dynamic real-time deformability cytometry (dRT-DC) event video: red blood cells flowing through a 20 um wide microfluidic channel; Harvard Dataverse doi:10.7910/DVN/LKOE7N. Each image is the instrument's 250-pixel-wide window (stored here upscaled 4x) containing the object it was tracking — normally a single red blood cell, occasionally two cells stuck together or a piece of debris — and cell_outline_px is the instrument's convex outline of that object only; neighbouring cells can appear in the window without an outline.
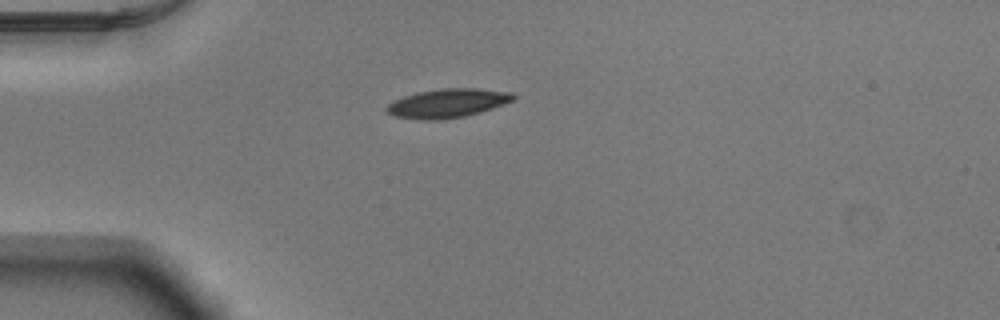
{"species": "Egyptian fruit bat (a non-hibernating species)", "species_latin": "Rousettus aegyptiacus", "temperature_condition": "warm", "stored_images_in_passage": 39, "camera_frame_rate_fps": 3000, "um_per_image_px": 0.085, "animal": {"sex": "male"}, "frame": {"image": 1, "passage_image": 1, "time_ms": 0.0, "image_size_px": [1000, 320], "cell_outline_px": [[516, 100], [480, 112], [464, 116], [436, 120], [420, 120], [396, 116], [388, 112], [384, 108], [388, 104], [404, 96], [416, 92], [440, 88], [476, 88], [512, 92], [516, 96]], "centroid_in_image_um": [38.07, 8.76], "position_along_channel_um": 46.9, "area_um2": 21.33}}
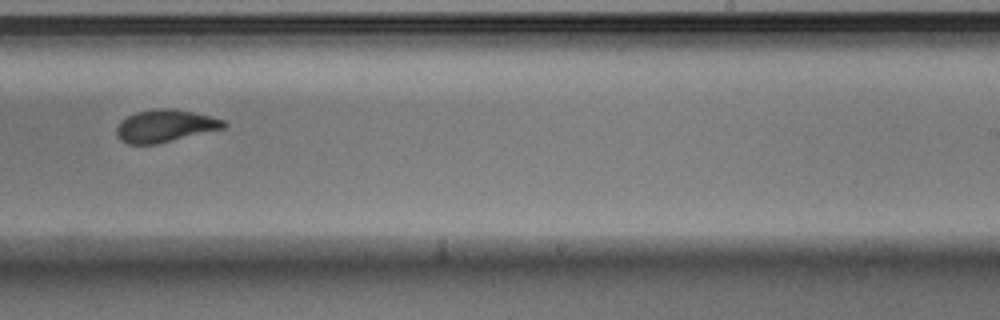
{"frame": {"image": 2, "passage_image": 20, "time_ms": 6.333, "image_size_px": [1000, 320], "cell_outline_px": [[228, 124], [224, 128], [156, 144], [128, 144], [120, 140], [116, 136], [116, 128], [120, 120], [136, 112], [156, 108], [172, 108], [192, 112], [224, 120]], "centroid_in_image_um": [13.99, 10.7], "position_along_channel_um": 275.0, "area_um2": 20.17}}
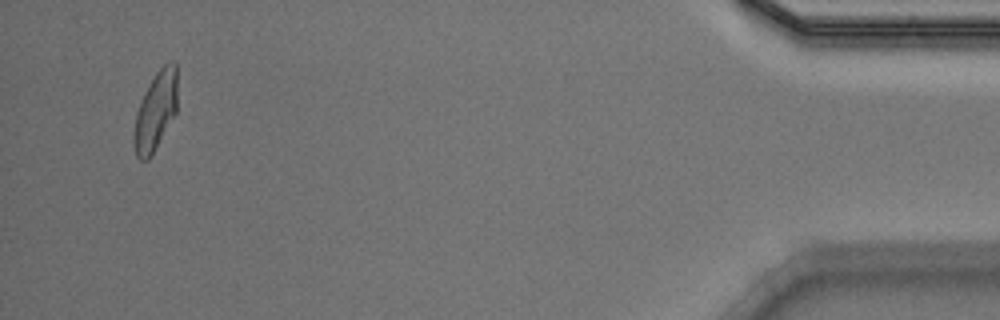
{"frame": {"image": 3, "passage_image": 37, "time_ms": 12.0, "image_size_px": [1000, 320], "cell_outline_px": [[176, 112], [148, 160], [140, 160], [136, 156], [132, 144], [132, 136], [136, 112], [144, 92], [156, 72], [164, 64], [172, 60], [176, 64]], "centroid_in_image_um": [13.18, 9.45], "position_along_channel_um": 422.0, "area_um2": 19.77}, "authors_computed_cell_mechanics": {"area_um2": 20.4034, "velocity_mm_per_s": 3.8974, "shape_relaxation_time_tau1_ms": 3.0157, "shape_relaxation_time_tau2_ms": 1.2581, "deformation_change_tau1": 0.1653, "deformation_change_tau2": 0.0826}}